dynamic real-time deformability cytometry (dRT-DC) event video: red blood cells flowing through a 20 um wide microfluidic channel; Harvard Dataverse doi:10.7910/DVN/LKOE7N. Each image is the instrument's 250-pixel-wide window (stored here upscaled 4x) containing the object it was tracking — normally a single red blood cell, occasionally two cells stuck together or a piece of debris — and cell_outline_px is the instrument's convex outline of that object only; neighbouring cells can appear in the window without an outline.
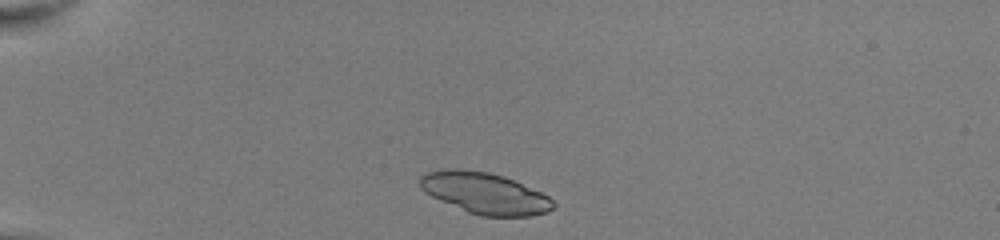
{"species": "common noctule bat (a hibernating species)", "species_latin": "Nyctalus noctula", "temperature_condition": "room temperature", "stored_images_in_passage": 39, "camera_frame_rate_fps": 3000, "um_per_image_px": 0.085, "animal": {"sex": "female", "body_mass_g": 22.0, "forearm_length_mm": 56.7}, "frame": {"image": 1, "passage_image": 2, "time_ms": 0.333, "image_size_px": [1000, 240], "cell_outline_px": [[556, 204], [548, 212], [528, 216], [480, 216], [468, 212], [440, 200], [424, 192], [420, 188], [420, 176], [424, 172], [444, 168], [460, 168], [488, 172], [504, 176], [540, 192], [548, 196]], "centroid_in_image_um": [41.16, 16.4], "position_along_channel_um": 43.8, "area_um2": 32.08}}